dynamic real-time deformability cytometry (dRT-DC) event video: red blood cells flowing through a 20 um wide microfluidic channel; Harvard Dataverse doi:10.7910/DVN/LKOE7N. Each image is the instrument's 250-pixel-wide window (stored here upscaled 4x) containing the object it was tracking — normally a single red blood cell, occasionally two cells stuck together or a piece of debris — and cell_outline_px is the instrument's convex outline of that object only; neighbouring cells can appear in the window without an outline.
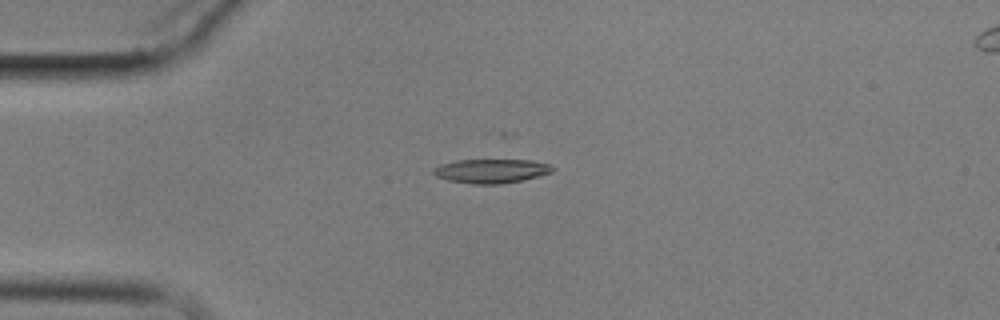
{"species": "common noctule bat (a hibernating species)", "species_latin": "Nyctalus noctula", "temperature_condition": "cold", "stored_images_in_passage": 5, "camera_frame_rate_fps": 3000, "um_per_image_px": 0.085, "animal": {"sex": "male", "body_mass_g": 17.9}, "frame": {"image": 1, "passage_image": 3, "time_ms": 2.333, "image_size_px": [1000, 320], "cell_outline_px": [[556, 168], [552, 172], [540, 176], [524, 180], [500, 184], [472, 184], [448, 180], [436, 176], [432, 172], [432, 168], [440, 164], [456, 160], [532, 160], [548, 164]], "centroid_in_image_um": [41.76, 14.53], "position_along_channel_um": 43.2, "area_um2": 16.88}}